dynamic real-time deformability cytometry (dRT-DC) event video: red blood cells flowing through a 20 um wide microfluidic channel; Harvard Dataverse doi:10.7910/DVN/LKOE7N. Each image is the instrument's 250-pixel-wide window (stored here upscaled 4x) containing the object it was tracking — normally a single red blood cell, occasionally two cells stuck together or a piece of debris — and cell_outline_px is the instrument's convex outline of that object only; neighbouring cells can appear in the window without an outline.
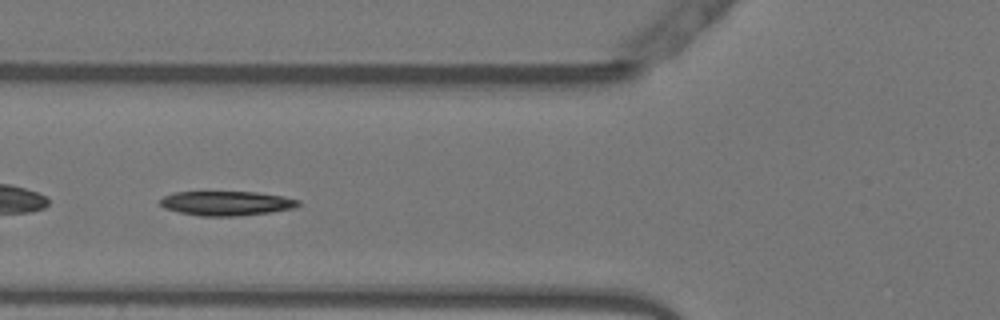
{"species": "Egyptian fruit bat (a non-hibernating species)", "species_latin": "Rousettus aegyptiacus", "temperature_condition": "warm", "stored_images_in_passage": 18, "camera_frame_rate_fps": 3000, "um_per_image_px": 0.085, "animal": {"sex": "female"}, "frame": {"image": 1, "passage_image": 7, "time_ms": 2.0, "image_size_px": [1000, 320], "cell_outline_px": [[300, 204], [296, 208], [268, 212], [236, 216], [200, 216], [180, 212], [164, 208], [160, 204], [160, 200], [164, 196], [176, 192], [256, 192], [284, 196], [300, 200]], "centroid_in_image_um": [19.28, 17.27], "position_along_channel_um": 106.5, "area_um2": 19.59}}
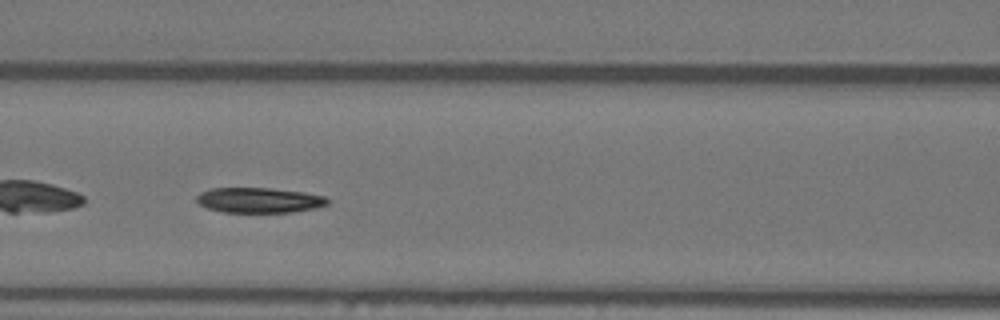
{"frame": {"image": 2, "passage_image": 10, "time_ms": 3.0, "image_size_px": [1000, 320], "cell_outline_px": [[332, 200], [328, 204], [316, 208], [292, 212], [224, 212], [208, 208], [200, 204], [196, 200], [196, 196], [200, 192], [212, 188], [272, 188], [304, 192], [324, 196]], "centroid_in_image_um": [22.06, 17.01], "position_along_channel_um": 144.5, "area_um2": 19.31}}